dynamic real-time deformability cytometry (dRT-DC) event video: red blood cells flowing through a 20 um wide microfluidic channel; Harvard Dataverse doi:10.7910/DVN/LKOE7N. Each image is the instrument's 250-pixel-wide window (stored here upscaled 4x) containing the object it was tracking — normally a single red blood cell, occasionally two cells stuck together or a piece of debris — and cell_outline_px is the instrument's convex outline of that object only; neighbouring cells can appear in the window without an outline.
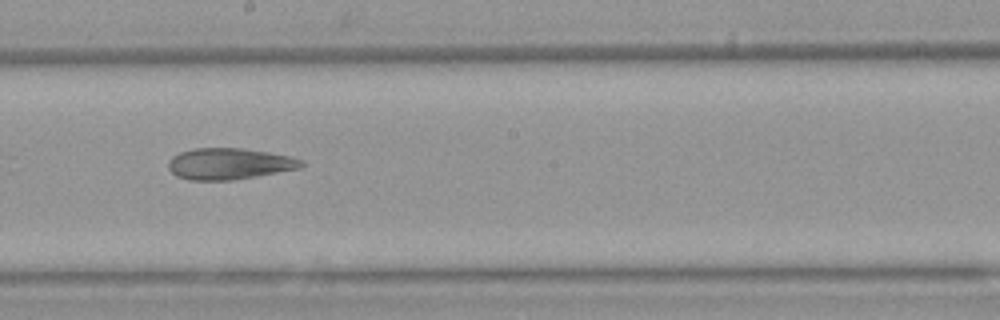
{"species": "Egyptian fruit bat (a non-hibernating species)", "species_latin": "Rousettus aegyptiacus", "temperature_condition": "warm", "stored_images_in_passage": 31, "camera_frame_rate_fps": 3000, "um_per_image_px": 0.085, "animal": {"sex": "female"}, "frame": {"image": 1, "passage_image": 18, "time_ms": 5.667, "image_size_px": [1000, 320], "cell_outline_px": [[304, 164], [300, 168], [256, 176], [232, 180], [192, 180], [176, 176], [168, 168], [168, 160], [172, 156], [180, 152], [196, 148], [244, 148], [268, 152], [288, 156], [304, 160]], "centroid_in_image_um": [19.47, 13.91], "position_along_channel_um": 228.7, "area_um2": 24.22}, "authors_computed_cell_mechanics": {"area_um2": 25.8944, "velocity_mm_per_s": 3.9344, "shape_relaxation_time_tau1_ms": null, "shape_relaxation_time_tau2_ms": 2.0803, "deformation_change_tau1": null, "deformation_change_tau2": 0.0807}}